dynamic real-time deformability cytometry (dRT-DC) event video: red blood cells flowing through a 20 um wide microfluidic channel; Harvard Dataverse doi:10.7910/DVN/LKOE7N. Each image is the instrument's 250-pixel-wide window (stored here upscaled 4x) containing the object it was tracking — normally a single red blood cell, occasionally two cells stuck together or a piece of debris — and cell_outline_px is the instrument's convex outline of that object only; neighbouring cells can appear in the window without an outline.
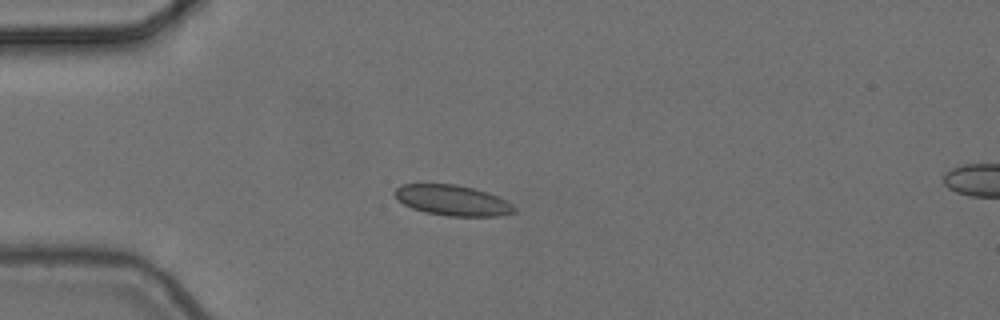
{"species": "common noctule bat (a hibernating species)", "species_latin": "Nyctalus noctula", "temperature_condition": "cold", "stored_images_in_passage": 5, "camera_frame_rate_fps": 3000, "um_per_image_px": 0.085, "animal": {"sex": "female", "body_mass_g": 24.6, "forearm_length_mm": 56.2}, "frame": {"image": 1, "passage_image": 3, "time_ms": 0.667, "image_size_px": [1000, 320], "cell_outline_px": [[516, 212], [500, 216], [448, 216], [424, 212], [412, 208], [404, 204], [392, 192], [400, 184], [456, 184], [472, 188], [496, 196], [512, 204], [516, 208]], "centroid_in_image_um": [38.44, 17.03], "position_along_channel_um": 46.6, "area_um2": 21.1}}